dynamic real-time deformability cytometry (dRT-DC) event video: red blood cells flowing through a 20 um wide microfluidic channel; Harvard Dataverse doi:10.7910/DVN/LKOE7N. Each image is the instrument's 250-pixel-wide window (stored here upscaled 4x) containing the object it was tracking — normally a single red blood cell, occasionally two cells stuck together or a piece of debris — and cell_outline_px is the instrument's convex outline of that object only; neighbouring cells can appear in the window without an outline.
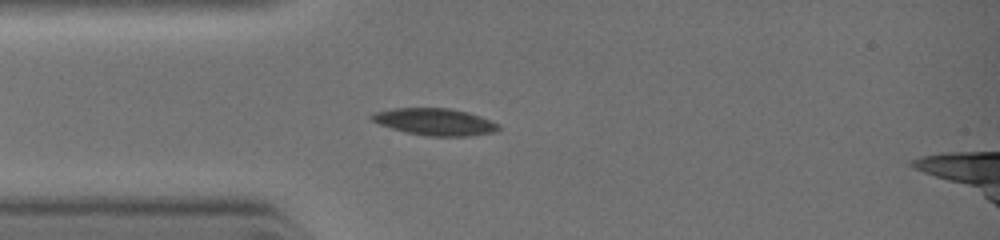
{"species": "common noctule bat (a hibernating species)", "species_latin": "Nyctalus noctula", "temperature_condition": "warm", "stored_images_in_passage": 9, "camera_frame_rate_fps": 3000, "um_per_image_px": 0.085, "animal": {"sex": "female", "body_mass_g": 19.0, "forearm_length_mm": 51.5}, "frame": {"image": 1, "passage_image": 6, "time_ms": 1.333, "image_size_px": [1000, 240], "cell_outline_px": [[500, 128], [492, 132], [464, 136], [428, 136], [408, 132], [392, 128], [380, 124], [372, 120], [368, 116], [376, 112], [392, 108], [448, 108], [464, 112], [488, 120], [496, 124]], "centroid_in_image_um": [36.88, 10.35], "position_along_channel_um": 48.1, "area_um2": 19.25}}